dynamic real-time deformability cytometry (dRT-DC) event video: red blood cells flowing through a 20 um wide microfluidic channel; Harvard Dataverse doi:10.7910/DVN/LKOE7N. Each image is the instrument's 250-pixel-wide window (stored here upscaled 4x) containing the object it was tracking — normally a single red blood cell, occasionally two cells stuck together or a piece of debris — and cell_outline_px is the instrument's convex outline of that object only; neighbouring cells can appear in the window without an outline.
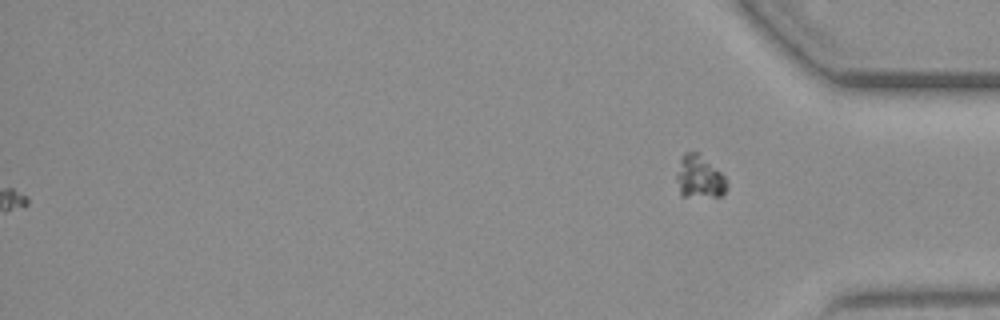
{"species": "common noctule bat (a hibernating species)", "species_latin": "Nyctalus noctula", "temperature_condition": "warm", "stored_images_in_passage": 62, "camera_frame_rate_fps": 3000, "um_per_image_px": 0.085, "animal": {"sex": "female", "body_mass_g": 19.3, "forearm_length_mm": 54.1}, "frame": {"image": 1, "passage_image": 62, "time_ms": 20.333, "image_size_px": [1000, 320], "cell_outline_px": [[728, 184], [724, 192], [720, 196], [680, 196], [676, 176], [680, 156], [684, 152], [700, 152], [728, 180]], "centroid_in_image_um": [59.43, 15.01], "position_along_channel_um": 375.8, "area_um2": 12.66}}